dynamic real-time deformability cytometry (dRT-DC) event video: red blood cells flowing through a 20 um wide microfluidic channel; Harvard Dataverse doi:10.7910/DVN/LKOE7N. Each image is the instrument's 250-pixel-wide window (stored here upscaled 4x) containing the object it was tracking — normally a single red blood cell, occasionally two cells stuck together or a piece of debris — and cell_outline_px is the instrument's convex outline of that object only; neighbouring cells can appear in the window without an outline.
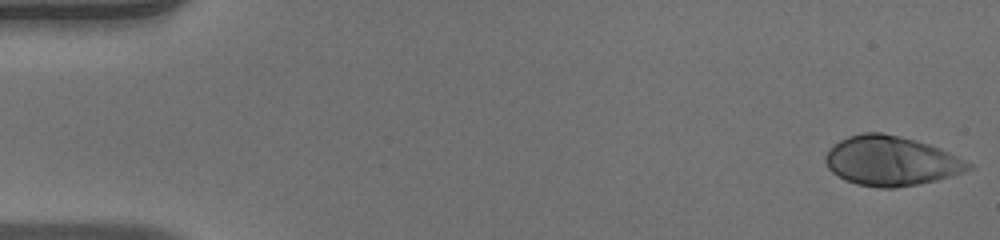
{"species": "human", "species_latin": "Homo sapiens", "temperature_condition": "warm", "stored_images_in_passage": 51, "camera_frame_rate_fps": 3000, "um_per_image_px": 0.085, "donor": {"sex": "male"}, "frame": {"image": 1, "passage_image": 1, "time_ms": 0.0, "image_size_px": [1000, 240], "cell_outline_px": [[972, 168], [964, 172], [936, 180], [920, 184], [896, 188], [880, 188], [856, 184], [844, 180], [832, 172], [828, 168], [824, 160], [824, 156], [840, 140], [848, 136], [864, 132], [880, 132], [900, 136], [916, 140], [928, 144], [948, 152], [972, 164]], "centroid_in_image_um": [75.72, 13.69], "position_along_channel_um": 9.3, "area_um2": 41.15}}
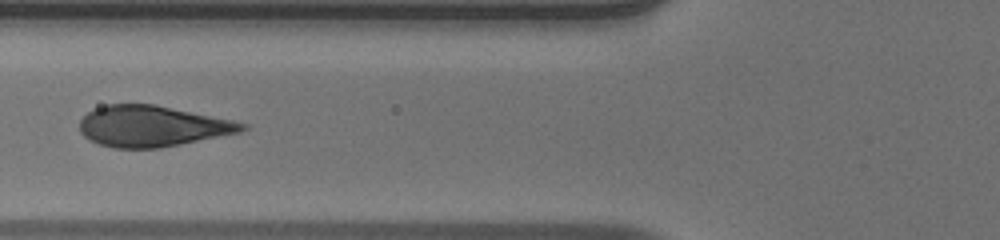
{"frame": {"image": 2, "passage_image": 20, "time_ms": 6.333, "image_size_px": [1000, 240], "cell_outline_px": [[248, 128], [240, 132], [160, 148], [112, 148], [88, 140], [80, 132], [80, 120], [88, 112], [96, 108], [108, 104], [156, 104], [232, 120], [248, 124]], "centroid_in_image_um": [12.92, 10.72], "position_along_channel_um": 112.9, "area_um2": 38.67}}
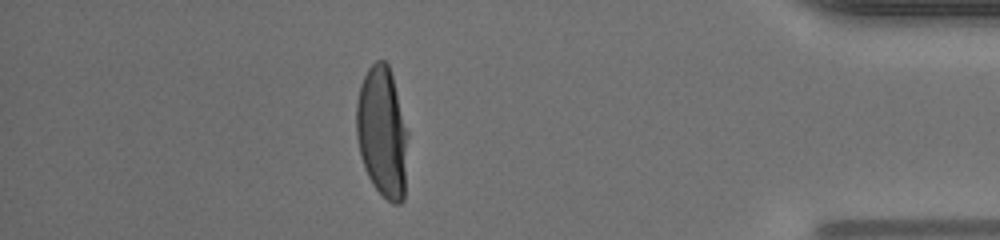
{"frame": {"image": 3, "passage_image": 45, "time_ms": 14.667, "image_size_px": [1000, 240], "cell_outline_px": [[408, 136], [404, 200], [400, 204], [392, 204], [372, 184], [364, 168], [360, 156], [356, 136], [356, 104], [360, 84], [368, 68], [376, 60], [384, 60], [388, 64], [392, 76], [408, 132]], "centroid_in_image_um": [32.48, 11.25], "position_along_channel_um": 402.7, "area_um2": 39.48}}